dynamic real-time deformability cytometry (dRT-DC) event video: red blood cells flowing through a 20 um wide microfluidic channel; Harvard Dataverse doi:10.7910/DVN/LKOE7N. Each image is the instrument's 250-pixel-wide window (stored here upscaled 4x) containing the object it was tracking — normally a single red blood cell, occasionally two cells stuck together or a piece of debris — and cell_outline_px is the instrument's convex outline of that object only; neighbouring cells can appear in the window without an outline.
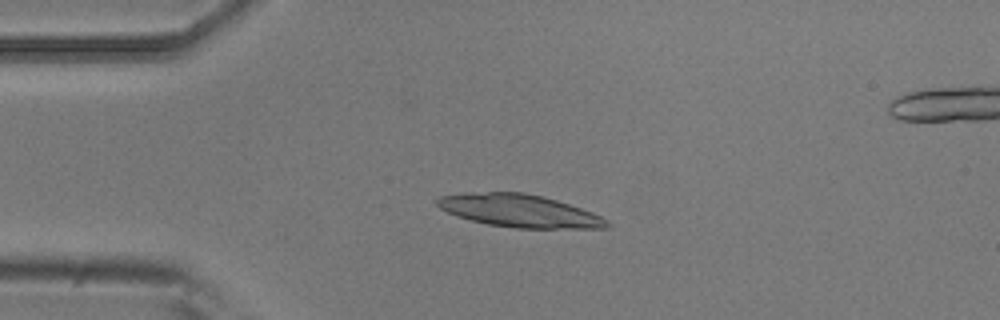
{"species": "common noctule bat (a hibernating species)", "species_latin": "Nyctalus noctula", "temperature_condition": "room temperature", "stored_images_in_passage": 8, "camera_frame_rate_fps": 3000, "um_per_image_px": 0.085, "animal": {"sex": "male", "body_mass_g": 20.5, "forearm_length_mm": 52.5}, "frame": {"image": 1, "passage_image": 3, "time_ms": 0.667, "image_size_px": [1000, 320], "cell_outline_px": [[612, 224], [608, 228], [516, 228], [488, 224], [456, 216], [440, 208], [436, 204], [436, 200], [440, 196], [464, 192], [524, 192], [544, 196], [592, 212], [608, 220]], "centroid_in_image_um": [44.14, 17.91], "position_along_channel_um": 40.9, "area_um2": 32.37}}